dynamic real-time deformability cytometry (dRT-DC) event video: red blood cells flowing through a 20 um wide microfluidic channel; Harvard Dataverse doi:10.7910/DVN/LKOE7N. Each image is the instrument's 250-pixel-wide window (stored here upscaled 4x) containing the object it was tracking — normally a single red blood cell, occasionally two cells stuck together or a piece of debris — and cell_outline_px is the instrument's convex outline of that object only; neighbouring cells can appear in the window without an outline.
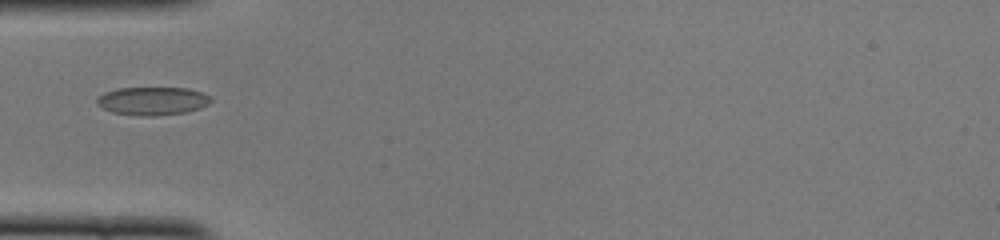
{"species": "common noctule bat (a hibernating species)", "species_latin": "Nyctalus noctula", "temperature_condition": "cold", "stored_images_in_passage": 35, "camera_frame_rate_fps": 3000, "um_per_image_px": 0.085, "animal": {"sex": "female", "body_mass_g": 22.0, "forearm_length_mm": 56.7}, "frame": {"image": 1, "passage_image": 1, "time_ms": 0.0, "image_size_px": [1000, 240], "cell_outline_px": [[212, 100], [208, 104], [200, 108], [188, 112], [156, 116], [140, 116], [112, 112], [96, 104], [96, 100], [104, 92], [116, 88], [188, 88], [200, 92], [208, 96]], "centroid_in_image_um": [12.95, 8.59], "position_along_channel_um": 72.0, "area_um2": 18.73}}
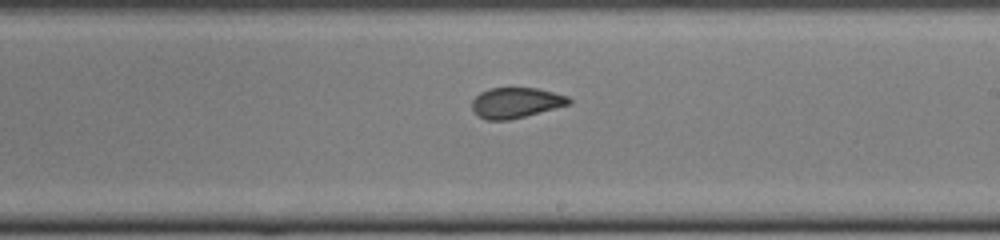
{"frame": {"image": 2, "passage_image": 14, "time_ms": 4.333, "image_size_px": [1000, 240], "cell_outline_px": [[572, 100], [568, 104], [524, 116], [508, 120], [484, 120], [472, 108], [472, 100], [480, 92], [488, 88], [536, 88], [568, 96]], "centroid_in_image_um": [43.81, 8.72], "position_along_channel_um": 245.2, "area_um2": 16.88}}
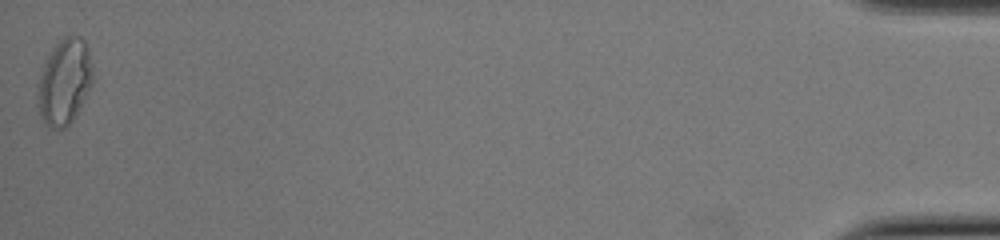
{"frame": {"image": 3, "passage_image": 35, "time_ms": 11.333, "image_size_px": [1000, 240], "cell_outline_px": [[92, 80], [72, 120], [64, 128], [48, 128], [44, 124], [40, 116], [36, 104], [40, 76], [44, 64], [52, 48], [64, 36], [80, 36], [88, 44], [92, 68]], "centroid_in_image_um": [5.45, 6.94], "position_along_channel_um": 429.8, "area_um2": 27.11}}